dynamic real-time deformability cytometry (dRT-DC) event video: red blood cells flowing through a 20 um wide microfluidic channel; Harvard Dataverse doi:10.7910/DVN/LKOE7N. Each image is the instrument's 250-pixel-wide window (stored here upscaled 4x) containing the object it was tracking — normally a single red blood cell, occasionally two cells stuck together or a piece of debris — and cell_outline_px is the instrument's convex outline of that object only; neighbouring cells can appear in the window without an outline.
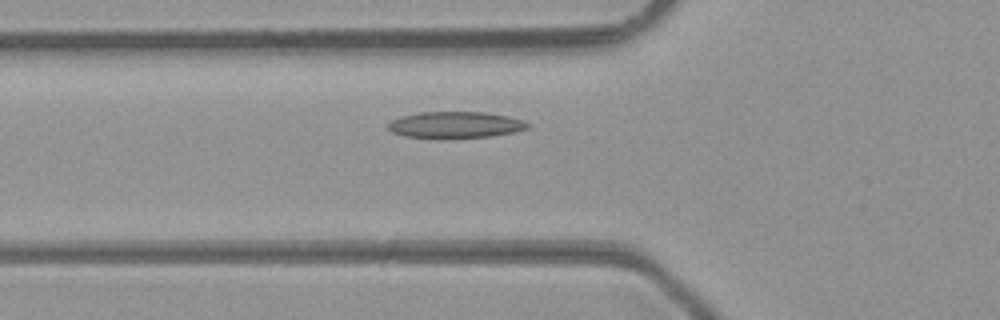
{"species": "common noctule bat (a hibernating species)", "species_latin": "Nyctalus noctula", "temperature_condition": "room temperature", "stored_images_in_passage": 30, "camera_frame_rate_fps": 3000, "um_per_image_px": 0.085, "animal": {"sex": "male", "body_mass_g": 23.1, "forearm_length_mm": 52.7}, "frame": {"image": 1, "passage_image": 2, "time_ms": 0.333, "image_size_px": [1000, 320], "cell_outline_px": [[532, 128], [492, 136], [408, 136], [392, 132], [388, 128], [388, 124], [392, 120], [400, 116], [420, 112], [484, 112], [508, 116], [524, 120], [532, 124]], "centroid_in_image_um": [38.79, 10.57], "position_along_channel_um": 87.0, "area_um2": 20.87}}
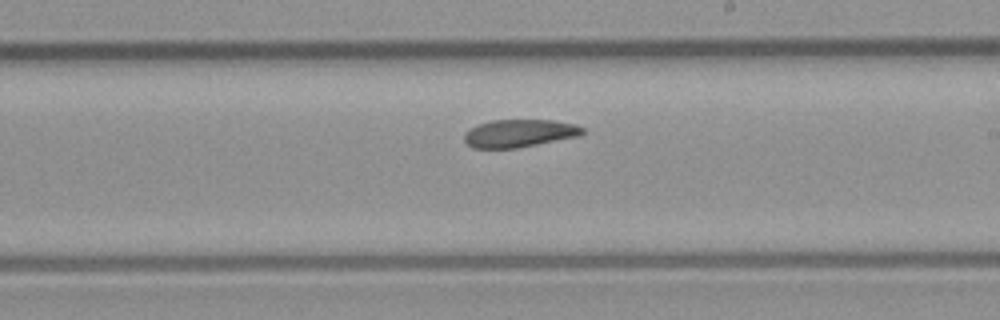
{"frame": {"image": 2, "passage_image": 13, "time_ms": 4.0, "image_size_px": [1000, 320], "cell_outline_px": [[584, 132], [580, 136], [516, 148], [472, 148], [464, 140], [464, 132], [468, 128], [492, 120], [556, 120], [576, 124], [584, 128]], "centroid_in_image_um": [44.15, 11.32], "position_along_channel_um": 244.9, "area_um2": 19.25}}
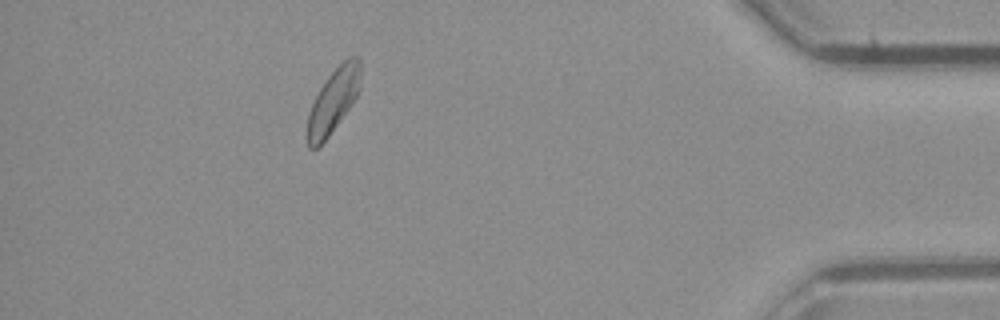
{"frame": {"image": 3, "passage_image": 28, "time_ms": 9.0, "image_size_px": [1000, 320], "cell_outline_px": [[360, 88], [352, 104], [328, 136], [316, 148], [308, 148], [308, 112], [320, 88], [328, 76], [348, 56], [360, 56]], "centroid_in_image_um": [28.35, 8.52], "position_along_channel_um": 406.8, "area_um2": 19.42}}